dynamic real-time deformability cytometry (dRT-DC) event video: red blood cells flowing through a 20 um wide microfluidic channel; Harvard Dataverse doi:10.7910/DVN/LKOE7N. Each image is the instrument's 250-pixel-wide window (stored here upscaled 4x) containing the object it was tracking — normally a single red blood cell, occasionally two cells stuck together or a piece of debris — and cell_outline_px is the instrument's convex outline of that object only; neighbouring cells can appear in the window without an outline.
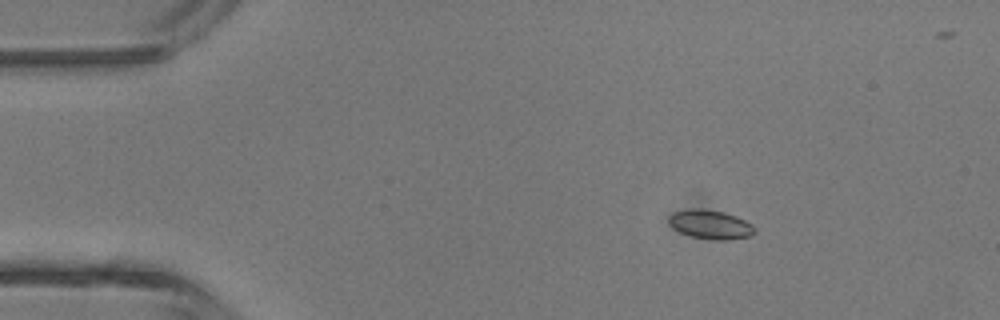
{"species": "common noctule bat (a hibernating species)", "species_latin": "Nyctalus noctula", "temperature_condition": "room temperature", "stored_images_in_passage": 40, "camera_frame_rate_fps": 3000, "um_per_image_px": 0.085, "animal": {"sex": "male", "body_mass_g": 13.3}, "frame": {"image": 1, "passage_image": 1, "time_ms": 0.0, "image_size_px": [1000, 320], "cell_outline_px": [[756, 232], [752, 236], [728, 240], [716, 240], [692, 236], [680, 232], [672, 228], [668, 224], [668, 216], [672, 212], [692, 208], [700, 208], [724, 212], [736, 216], [752, 224], [756, 228]], "centroid_in_image_um": [60.38, 19.08], "position_along_channel_um": 24.6, "area_um2": 14.74}}
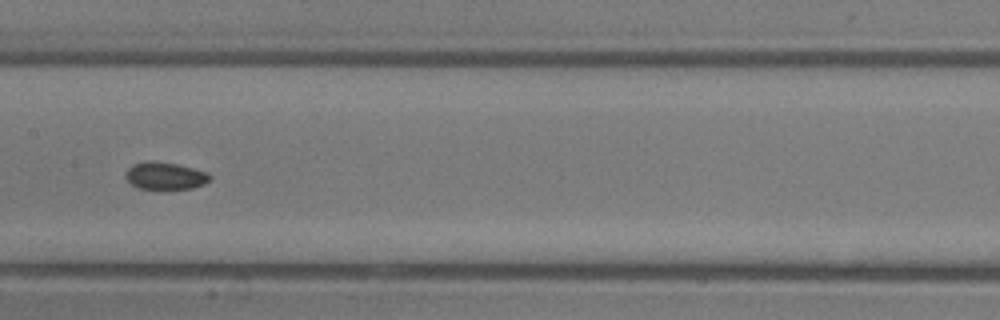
{"frame": {"image": 2, "passage_image": 17, "time_ms": 5.333, "image_size_px": [1000, 320], "cell_outline_px": [[212, 176], [204, 184], [192, 188], [140, 188], [132, 184], [124, 176], [128, 168], [132, 164], [148, 160], [152, 160], [176, 164], [208, 172]], "centroid_in_image_um": [14.03, 14.92], "position_along_channel_um": 193.4, "area_um2": 13.24}}
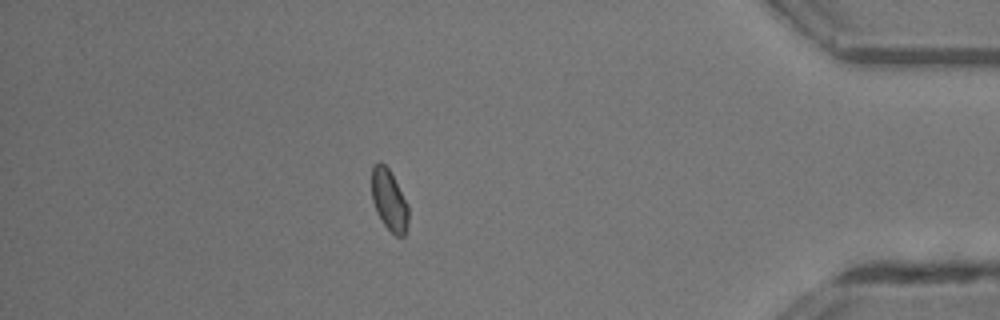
{"frame": {"image": 3, "passage_image": 34, "time_ms": 11.0, "image_size_px": [1000, 320], "cell_outline_px": [[408, 224], [404, 236], [396, 236], [384, 224], [376, 212], [372, 200], [372, 164], [380, 160], [388, 168], [408, 204]], "centroid_in_image_um": [33.07, 16.99], "position_along_channel_um": 402.1, "area_um2": 13.06}, "authors_computed_cell_mechanics": {"area_um2": 13.5541, "velocity_mm_per_s": 4.4884, "shape_relaxation_time_tau1_ms": null, "shape_relaxation_time_tau2_ms": 4.9955, "deformation_change_tau1": null, "deformation_change_tau2": 0.0746}}